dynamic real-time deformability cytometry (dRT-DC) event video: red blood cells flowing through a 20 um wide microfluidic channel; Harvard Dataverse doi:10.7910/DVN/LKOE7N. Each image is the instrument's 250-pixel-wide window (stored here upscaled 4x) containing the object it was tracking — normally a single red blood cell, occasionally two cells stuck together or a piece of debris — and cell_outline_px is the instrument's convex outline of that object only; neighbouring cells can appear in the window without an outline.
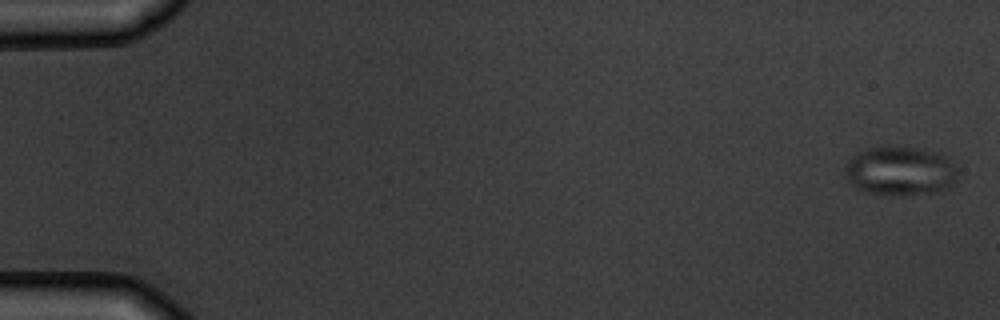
{"species": "common noctule bat (a hibernating species)", "species_latin": "Nyctalus noctula", "temperature_condition": "warm", "stored_images_in_passage": 5, "camera_frame_rate_fps": 3000, "um_per_image_px": 0.085, "animal": {"sex": "male", "body_mass_g": 19.5, "forearm_length_mm": 54.6}, "frame": {"image": 1, "passage_image": 1, "time_ms": 0.0, "image_size_px": [1000, 320], "cell_outline_px": [[956, 180], [944, 192], [864, 192], [856, 188], [844, 176], [844, 164], [852, 156], [868, 148], [888, 144], [928, 148], [940, 152], [948, 156], [956, 164]], "centroid_in_image_um": [76.54, 14.44], "position_along_channel_um": 8.5, "area_um2": 32.6}}